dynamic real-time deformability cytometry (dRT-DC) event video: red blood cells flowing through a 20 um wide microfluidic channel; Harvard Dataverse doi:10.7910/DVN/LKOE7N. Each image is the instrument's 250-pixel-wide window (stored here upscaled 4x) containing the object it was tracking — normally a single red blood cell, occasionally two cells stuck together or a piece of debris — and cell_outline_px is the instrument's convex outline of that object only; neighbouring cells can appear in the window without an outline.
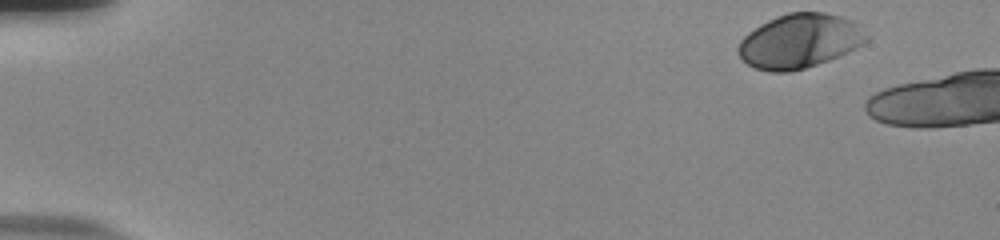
{"species": "human", "species_latin": "Homo sapiens", "temperature_condition": "room temperature", "stored_images_in_passage": 42, "camera_frame_rate_fps": 3000, "um_per_image_px": 0.085, "donor": {"sex": "male"}, "frame": {"image": 1, "passage_image": 1, "time_ms": 0.0, "image_size_px": [1000, 240], "cell_outline_px": [[868, 40], [864, 44], [856, 48], [828, 60], [792, 72], [772, 72], [756, 68], [748, 64], [736, 52], [736, 48], [740, 40], [748, 32], [760, 24], [768, 20], [788, 12], [824, 12], [840, 16], [852, 20], [868, 36]], "centroid_in_image_um": [67.94, 3.49], "position_along_channel_um": 17.1, "area_um2": 40.4}}
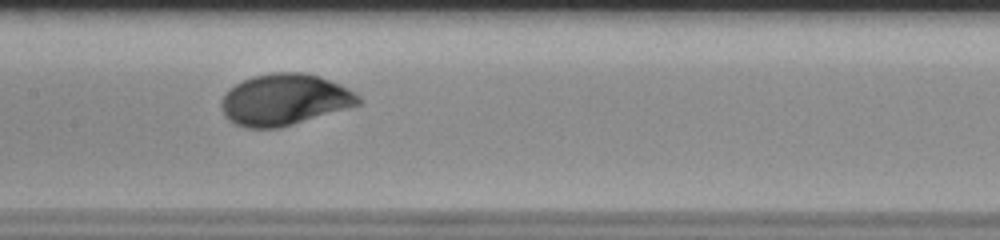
{"frame": {"image": 2, "passage_image": 25, "time_ms": 8.0, "image_size_px": [1000, 240], "cell_outline_px": [[360, 104], [280, 128], [244, 128], [228, 120], [224, 116], [220, 104], [228, 88], [252, 76], [272, 72], [304, 72], [320, 76], [352, 92], [360, 100]], "centroid_in_image_um": [24.1, 8.48], "position_along_channel_um": 183.3, "area_um2": 40.63}}
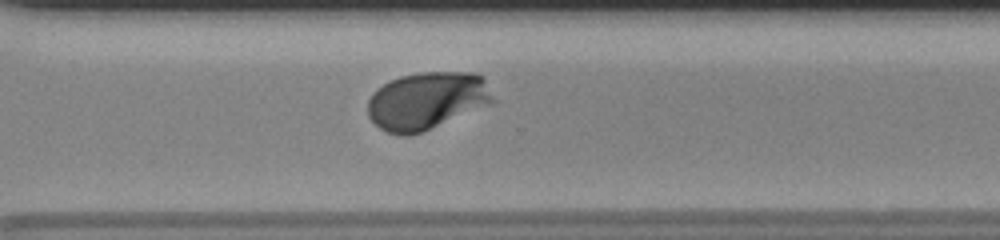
{"frame": {"image": 3, "passage_image": 37, "time_ms": 12.0, "image_size_px": [1000, 240], "cell_outline_px": [[496, 100], [492, 104], [424, 132], [408, 136], [400, 136], [388, 132], [380, 128], [368, 116], [368, 100], [384, 84], [400, 76], [420, 72], [476, 72], [484, 76]], "centroid_in_image_um": [36.36, 8.57], "position_along_channel_um": 334.2, "area_um2": 42.37}}